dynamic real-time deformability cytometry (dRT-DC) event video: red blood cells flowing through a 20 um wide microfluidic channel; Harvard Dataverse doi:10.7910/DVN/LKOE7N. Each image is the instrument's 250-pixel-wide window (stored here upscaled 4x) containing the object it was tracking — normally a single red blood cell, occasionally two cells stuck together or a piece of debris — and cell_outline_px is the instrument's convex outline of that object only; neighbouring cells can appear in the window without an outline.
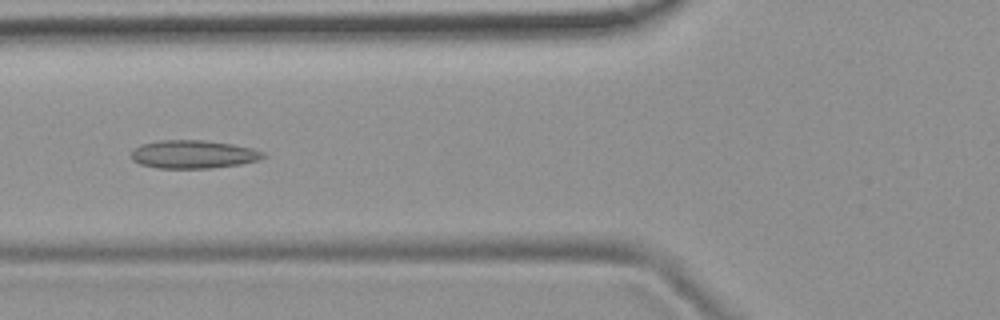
{"species": "common noctule bat (a hibernating species)", "species_latin": "Nyctalus noctula", "temperature_condition": "room temperature", "stored_images_in_passage": 5, "camera_frame_rate_fps": 3000, "um_per_image_px": 0.085, "animal": {"sex": "female", "body_mass_g": 19.9}, "frame": {"image": 1, "passage_image": 5, "time_ms": 4.667, "image_size_px": [1000, 320], "cell_outline_px": [[268, 156], [260, 160], [240, 164], [212, 168], [156, 168], [140, 164], [132, 160], [132, 148], [140, 144], [160, 140], [204, 140], [232, 144], [252, 148], [264, 152]], "centroid_in_image_um": [16.44, 13.11], "position_along_channel_um": 109.4, "area_um2": 21.91}}